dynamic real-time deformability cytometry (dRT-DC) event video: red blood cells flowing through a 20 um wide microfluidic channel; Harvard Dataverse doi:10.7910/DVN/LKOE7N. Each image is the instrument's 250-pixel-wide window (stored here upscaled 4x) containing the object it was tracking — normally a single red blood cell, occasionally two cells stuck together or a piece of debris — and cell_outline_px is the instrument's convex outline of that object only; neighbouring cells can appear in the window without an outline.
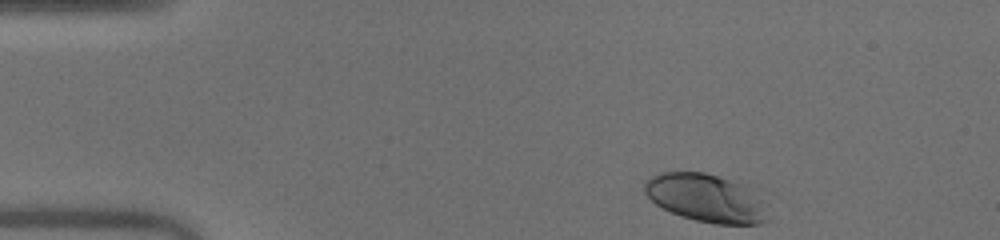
{"species": "human", "species_latin": "Homo sapiens", "temperature_condition": "warm", "stored_images_in_passage": 44, "camera_frame_rate_fps": 3000, "um_per_image_px": 0.085, "donor": {"sex": "male"}, "frame": {"image": 1, "passage_image": 1, "time_ms": 0.0, "image_size_px": [1000, 240], "cell_outline_px": [[776, 196], [768, 220], [760, 224], [716, 224], [696, 220], [672, 212], [656, 204], [644, 192], [644, 184], [652, 176], [664, 172], [704, 172], [772, 192]], "centroid_in_image_um": [60.36, 16.83], "position_along_channel_um": 24.6, "area_um2": 36.59}}
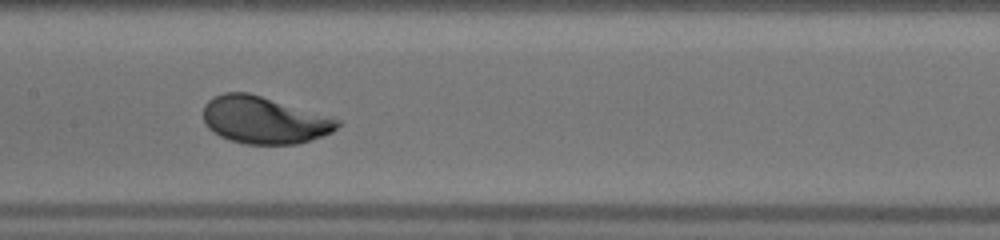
{"frame": {"image": 2, "passage_image": 19, "time_ms": 6.0, "image_size_px": [1000, 240], "cell_outline_px": [[340, 124], [332, 132], [296, 144], [244, 144], [228, 140], [220, 136], [208, 128], [204, 124], [204, 104], [212, 96], [224, 92], [248, 92], [328, 116], [340, 120]], "centroid_in_image_um": [22.38, 10.2], "position_along_channel_um": 185.0, "area_um2": 36.65}}
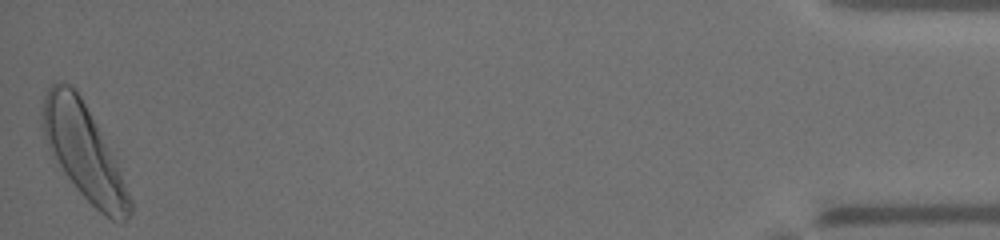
{"frame": {"image": 3, "passage_image": 44, "time_ms": 14.333, "image_size_px": [1000, 240], "cell_outline_px": [[132, 212], [120, 224], [112, 220], [100, 212], [76, 188], [64, 172], [52, 152], [40, 124], [44, 96], [48, 88], [52, 84], [68, 84], [76, 88], [100, 132], [132, 200]], "centroid_in_image_um": [7.1, 12.91], "position_along_channel_um": 428.1, "area_um2": 46.3}, "authors_computed_cell_mechanics": {"area_um2": 36.6741, "velocity_mm_per_s": 4.0255, "shape_relaxation_time_tau1_ms": 1.7372, "shape_relaxation_time_tau2_ms": null, "deformation_change_tau1": 0.154, "deformation_change_tau2": null}}